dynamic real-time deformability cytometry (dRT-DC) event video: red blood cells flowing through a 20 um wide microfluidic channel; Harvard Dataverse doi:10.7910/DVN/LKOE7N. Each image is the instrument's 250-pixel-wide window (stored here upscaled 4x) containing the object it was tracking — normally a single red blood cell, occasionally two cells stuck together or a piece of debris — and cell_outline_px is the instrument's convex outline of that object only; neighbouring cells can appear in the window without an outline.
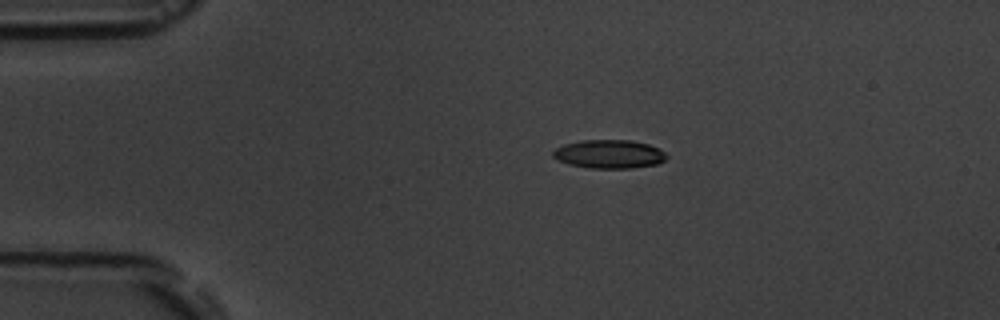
{"species": "common noctule bat (a hibernating species)", "species_latin": "Nyctalus noctula", "temperature_condition": "room temperature", "stored_images_in_passage": 11, "camera_frame_rate_fps": 3000, "um_per_image_px": 0.085, "animal": {"sex": "male", "body_mass_g": 19.5, "forearm_length_mm": 54.6}, "frame": {"image": 1, "passage_image": 4, "time_ms": 3.333, "image_size_px": [1000, 320], "cell_outline_px": [[668, 156], [664, 160], [656, 164], [632, 168], [588, 168], [568, 164], [552, 156], [552, 152], [556, 148], [564, 144], [580, 140], [628, 140], [648, 144], [664, 152]], "centroid_in_image_um": [51.75, 13.1], "position_along_channel_um": 33.2, "area_um2": 18.79}}
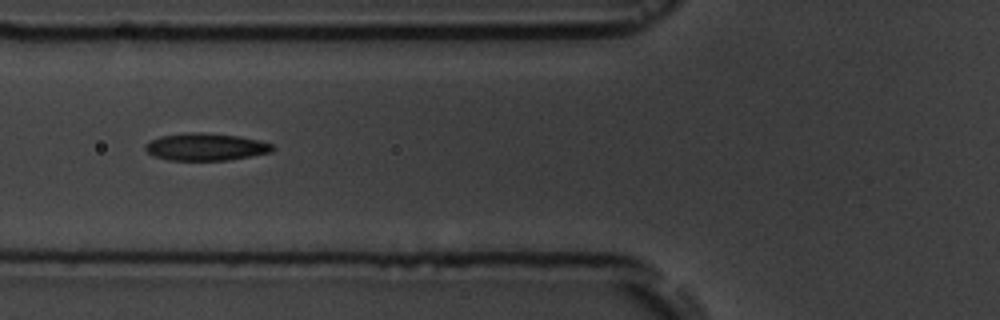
{"frame": {"image": 2, "passage_image": 7, "time_ms": 6.667, "image_size_px": [1000, 320], "cell_outline_px": [[276, 148], [272, 152], [228, 160], [168, 160], [152, 156], [144, 148], [144, 144], [160, 136], [188, 132], [204, 132], [236, 136], [260, 140], [272, 144]], "centroid_in_image_um": [17.48, 12.48], "position_along_channel_um": 108.3, "area_um2": 20.35}}
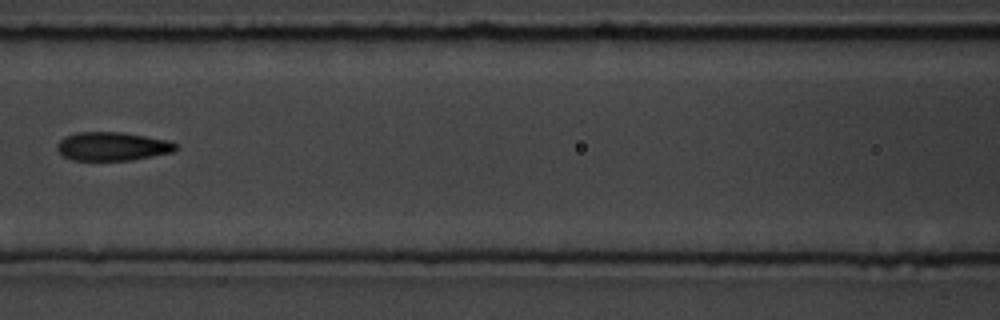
{"frame": {"image": 3, "passage_image": 8, "time_ms": 8.0, "image_size_px": [1000, 320], "cell_outline_px": [[176, 148], [172, 152], [132, 160], [72, 160], [64, 156], [56, 148], [56, 144], [64, 136], [76, 132], [120, 132], [172, 140], [176, 144]], "centroid_in_image_um": [9.54, 12.43], "position_along_channel_um": 157.1, "area_um2": 19.83}}